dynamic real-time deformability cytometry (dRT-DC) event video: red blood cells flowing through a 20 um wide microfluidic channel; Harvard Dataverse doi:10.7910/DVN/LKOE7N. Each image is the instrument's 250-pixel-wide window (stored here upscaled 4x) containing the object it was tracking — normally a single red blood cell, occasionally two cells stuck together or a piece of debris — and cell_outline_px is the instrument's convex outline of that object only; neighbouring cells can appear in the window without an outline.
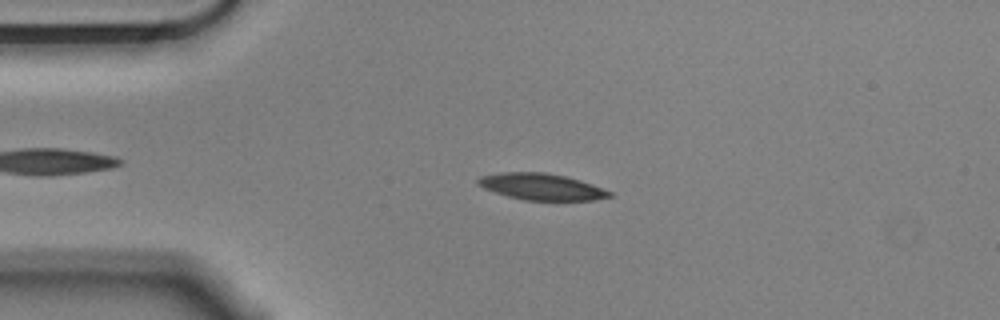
{"species": "Egyptian fruit bat (a non-hibernating species)", "species_latin": "Rousettus aegyptiacus", "temperature_condition": "cold", "stored_images_in_passage": 49, "camera_frame_rate_fps": 3000, "um_per_image_px": 0.085, "animal": {"sex": "male"}, "frame": {"image": 1, "passage_image": 6, "time_ms": 1.667, "image_size_px": [1000, 320], "cell_outline_px": [[612, 196], [592, 200], [524, 200], [508, 196], [484, 188], [476, 184], [476, 180], [480, 176], [504, 172], [544, 172], [564, 176], [580, 180], [592, 184], [612, 192]], "centroid_in_image_um": [46.01, 15.87], "position_along_channel_um": 39.0, "area_um2": 20.11}}
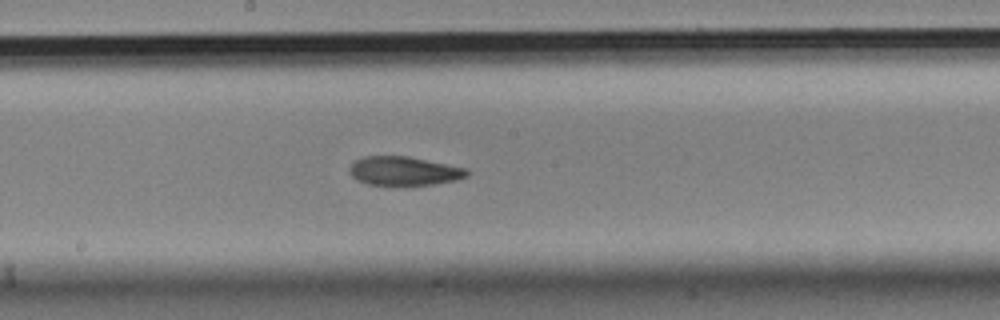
{"frame": {"image": 2, "passage_image": 23, "time_ms": 7.333, "image_size_px": [1000, 320], "cell_outline_px": [[468, 176], [456, 180], [432, 184], [400, 188], [388, 188], [368, 184], [356, 180], [348, 172], [348, 168], [356, 160], [364, 156], [408, 156], [468, 168]], "centroid_in_image_um": [34.31, 14.58], "position_along_channel_um": 213.9, "area_um2": 20.69}}
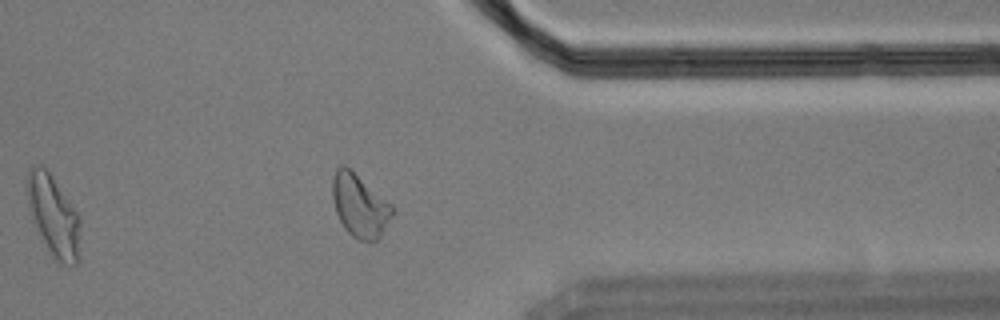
{"frame": {"image": 3, "passage_image": 38, "time_ms": 12.333, "image_size_px": [1000, 320], "cell_outline_px": [[396, 212], [380, 236], [376, 240], [360, 240], [352, 236], [344, 228], [336, 212], [332, 196], [332, 180], [336, 168], [340, 164], [344, 164], [392, 204]], "centroid_in_image_um": [30.58, 17.46], "position_along_channel_um": 380.8, "area_um2": 21.91}, "authors_computed_cell_mechanics": {"area_um2": 21.0392, "velocity_mm_per_s": 3.5432, "shape_relaxation_time_tau1_ms": 6.7185, "shape_relaxation_time_tau2_ms": 5.8108, "deformation_change_tau1": 0.1664, "deformation_change_tau2": 0.1361}}